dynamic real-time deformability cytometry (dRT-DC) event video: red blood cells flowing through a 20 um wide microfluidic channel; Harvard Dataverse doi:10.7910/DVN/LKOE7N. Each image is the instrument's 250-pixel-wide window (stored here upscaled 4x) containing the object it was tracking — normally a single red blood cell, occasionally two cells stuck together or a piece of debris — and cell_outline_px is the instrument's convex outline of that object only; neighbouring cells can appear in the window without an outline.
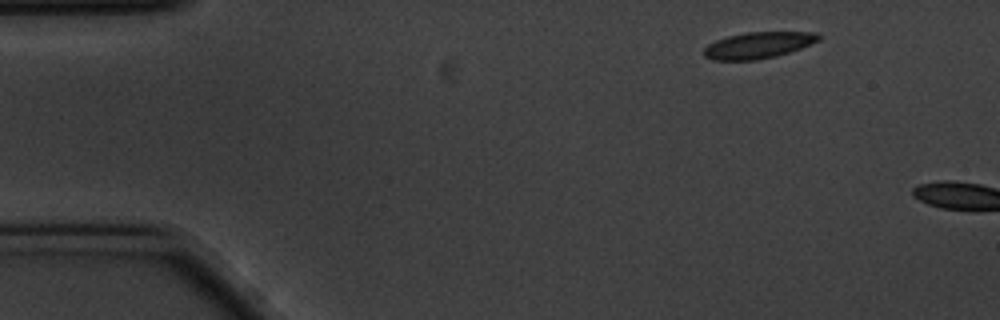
{"species": "common noctule bat (a hibernating species)", "species_latin": "Nyctalus noctula", "temperature_condition": "cold", "stored_images_in_passage": 3, "camera_frame_rate_fps": 3000, "um_per_image_px": 0.085, "animal": {"sex": "male", "body_mass_g": 20.1, "forearm_length_mm": 53.5}, "frame": {"image": 1, "passage_image": 1, "time_ms": 0.0, "image_size_px": [1000, 320], "cell_outline_px": [[824, 36], [820, 40], [812, 44], [776, 56], [756, 60], [712, 60], [704, 56], [704, 48], [708, 44], [716, 40], [728, 36], [748, 32], [816, 32]], "centroid_in_image_um": [64.48, 3.84], "position_along_channel_um": 20.5, "area_um2": 17.69}}